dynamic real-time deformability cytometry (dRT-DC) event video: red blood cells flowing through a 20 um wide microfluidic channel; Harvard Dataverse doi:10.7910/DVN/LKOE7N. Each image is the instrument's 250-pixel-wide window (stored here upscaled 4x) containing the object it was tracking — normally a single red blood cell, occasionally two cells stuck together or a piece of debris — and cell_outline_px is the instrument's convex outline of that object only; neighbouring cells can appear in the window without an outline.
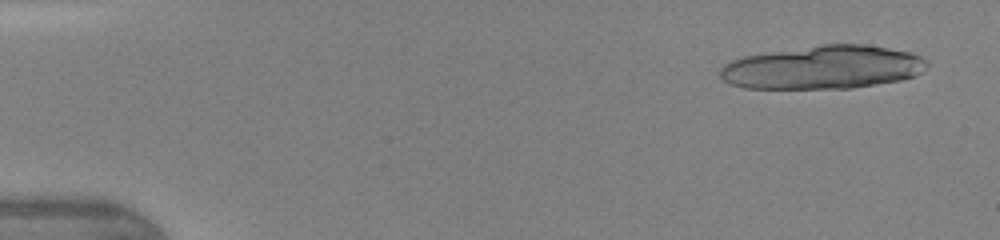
{"species": "human", "species_latin": "Homo sapiens", "temperature_condition": "warm", "stored_images_in_passage": 35, "camera_frame_rate_fps": 3000, "um_per_image_px": 0.085, "donor": {"sex": "female"}, "frame": {"image": 1, "passage_image": 3, "time_ms": 0.667, "image_size_px": [1000, 240], "cell_outline_px": [[928, 64], [916, 76], [904, 80], [852, 88], [744, 88], [732, 84], [724, 80], [720, 76], [720, 68], [724, 64], [732, 60], [744, 56], [820, 44], [864, 44], [912, 52], [928, 60]], "centroid_in_image_um": [69.99, 5.72], "position_along_channel_um": 15.0, "area_um2": 52.42}}